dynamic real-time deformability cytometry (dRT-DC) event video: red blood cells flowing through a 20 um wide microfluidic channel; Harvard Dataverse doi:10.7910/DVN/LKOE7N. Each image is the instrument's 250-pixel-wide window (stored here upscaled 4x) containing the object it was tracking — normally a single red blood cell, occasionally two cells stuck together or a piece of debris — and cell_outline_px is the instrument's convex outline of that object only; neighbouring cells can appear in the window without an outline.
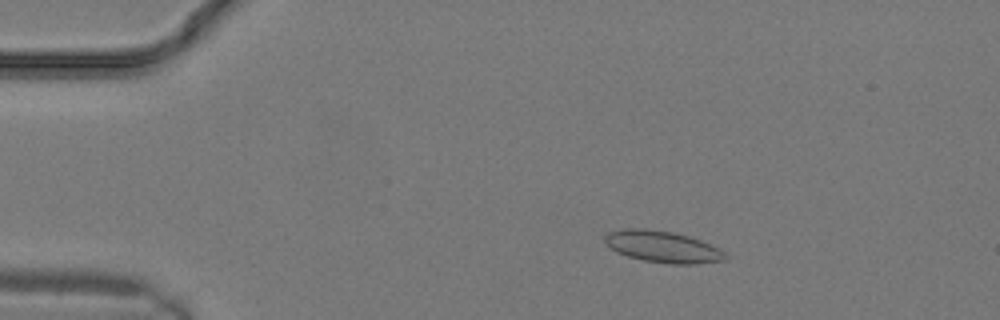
{"species": "common noctule bat (a hibernating species)", "species_latin": "Nyctalus noctula", "temperature_condition": "warm", "stored_images_in_passage": 10, "camera_frame_rate_fps": 3000, "um_per_image_px": 0.085, "animal": {"sex": "male", "body_mass_g": 19.2, "forearm_length_mm": 51.8}, "frame": {"image": 1, "passage_image": 5, "time_ms": 1.333, "image_size_px": [1000, 320], "cell_outline_px": [[732, 256], [724, 260], [696, 264], [672, 264], [644, 260], [628, 256], [616, 252], [604, 240], [604, 236], [608, 232], [624, 228], [644, 228], [672, 232], [688, 236], [700, 240], [720, 248]], "centroid_in_image_um": [56.38, 20.97], "position_along_channel_um": 28.6, "area_um2": 22.25}}
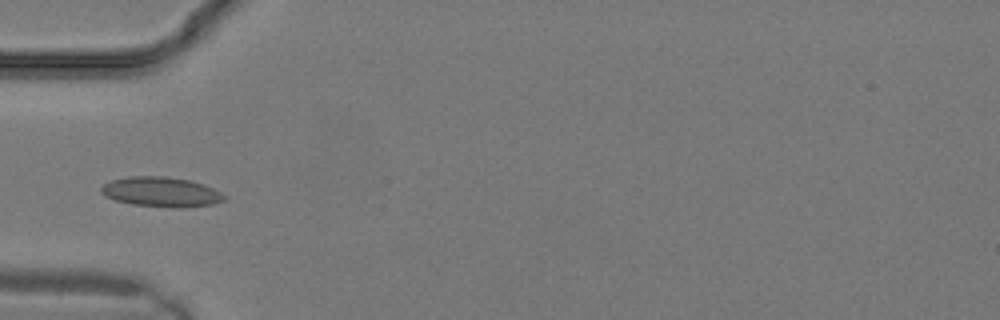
{"frame": {"image": 2, "passage_image": 9, "time_ms": 2.667, "image_size_px": [1000, 320], "cell_outline_px": [[228, 200], [212, 204], [184, 208], [172, 208], [132, 204], [116, 200], [104, 196], [100, 192], [100, 188], [104, 184], [112, 180], [128, 176], [164, 176], [188, 180], [204, 184], [228, 196]], "centroid_in_image_um": [13.73, 16.32], "position_along_channel_um": 71.3, "area_um2": 21.62}}